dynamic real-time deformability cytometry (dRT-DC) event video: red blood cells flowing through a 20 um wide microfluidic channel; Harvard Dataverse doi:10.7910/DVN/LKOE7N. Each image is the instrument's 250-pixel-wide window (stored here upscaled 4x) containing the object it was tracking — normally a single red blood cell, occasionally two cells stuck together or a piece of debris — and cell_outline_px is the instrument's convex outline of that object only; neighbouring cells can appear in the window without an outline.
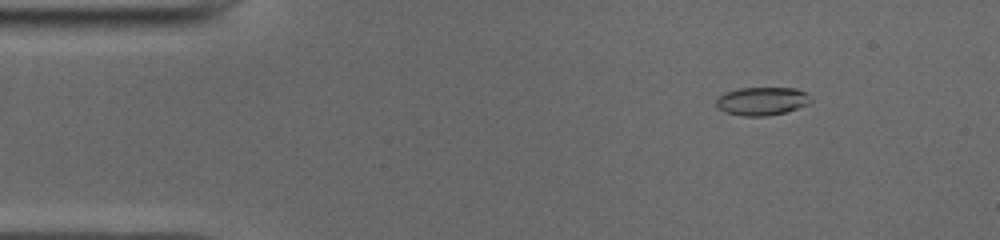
{"species": "common noctule bat (a hibernating species)", "species_latin": "Nyctalus noctula", "temperature_condition": "cold", "stored_images_in_passage": 46, "camera_frame_rate_fps": 3000, "um_per_image_px": 0.085, "animal": {"sex": "male", "body_mass_g": 19.0, "forearm_length_mm": 50.8}, "frame": {"image": 1, "passage_image": 2, "time_ms": 0.333, "image_size_px": [1000, 240], "cell_outline_px": [[812, 100], [808, 104], [784, 112], [764, 116], [744, 116], [724, 112], [716, 108], [716, 100], [720, 96], [728, 92], [740, 88], [796, 88], [804, 92]], "centroid_in_image_um": [64.74, 8.6], "position_along_channel_um": 20.3, "area_um2": 15.32}}
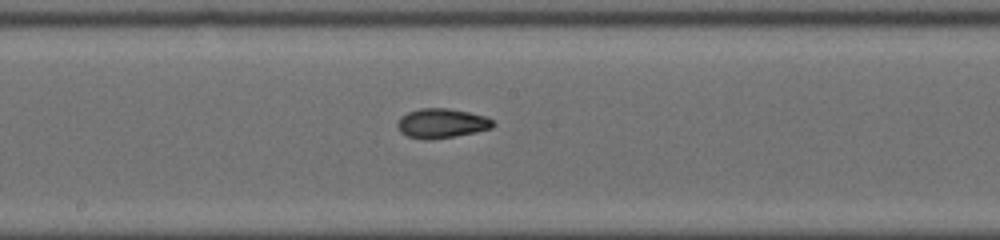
{"frame": {"image": 2, "passage_image": 22, "time_ms": 7.0, "image_size_px": [1000, 240], "cell_outline_px": [[496, 124], [492, 128], [476, 132], [428, 140], [424, 140], [408, 136], [400, 132], [396, 124], [400, 116], [408, 112], [420, 108], [448, 108], [488, 116]], "centroid_in_image_um": [37.54, 10.47], "position_along_channel_um": 210.7, "area_um2": 16.53}}
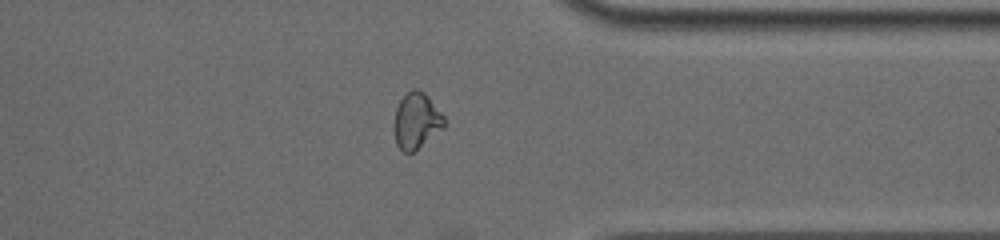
{"frame": {"image": 3, "passage_image": 35, "time_ms": 11.333, "image_size_px": [1000, 240], "cell_outline_px": [[448, 124], [444, 128], [412, 152], [404, 152], [396, 144], [396, 108], [400, 100], [412, 88], [416, 88], [424, 92], [428, 96], [444, 116]], "centroid_in_image_um": [35.45, 10.24], "position_along_channel_um": 375.9, "area_um2": 16.01}, "authors_computed_cell_mechanics": {"area_um2": 16.0973, "velocity_mm_per_s": 3.9734, "shape_relaxation_time_tau1_ms": 7.0619, "shape_relaxation_time_tau2_ms": 2.4465, "deformation_change_tau1": 0.2218, "deformation_change_tau2": 0.0535}}